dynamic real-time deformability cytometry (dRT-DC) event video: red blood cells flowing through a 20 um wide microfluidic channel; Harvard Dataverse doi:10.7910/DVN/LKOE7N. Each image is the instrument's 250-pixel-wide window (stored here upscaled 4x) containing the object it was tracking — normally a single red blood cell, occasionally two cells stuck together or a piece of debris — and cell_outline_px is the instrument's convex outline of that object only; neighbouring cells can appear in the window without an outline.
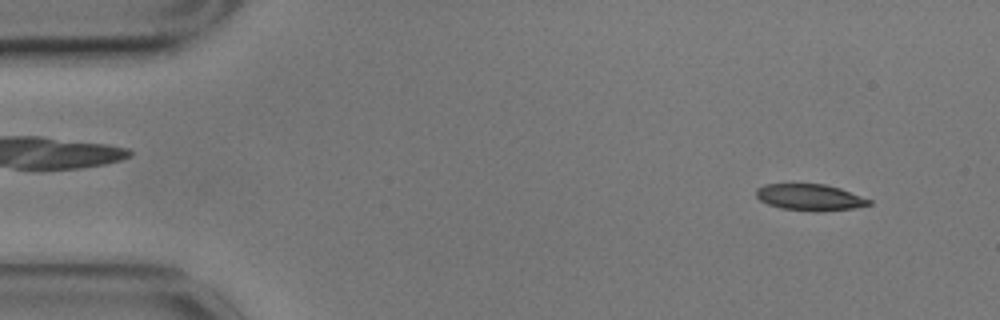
{"species": "common noctule bat (a hibernating species)", "species_latin": "Nyctalus noctula", "temperature_condition": "cold", "stored_images_in_passage": 27, "camera_frame_rate_fps": 3000, "um_per_image_px": 0.085, "animal": {"sex": "male", "body_mass_g": 17.9}, "frame": {"image": 1, "passage_image": 4, "time_ms": 1.0, "image_size_px": [1000, 320], "cell_outline_px": [[872, 204], [852, 208], [816, 212], [780, 208], [768, 204], [760, 200], [756, 196], [756, 188], [764, 184], [824, 184], [840, 188], [872, 200]], "centroid_in_image_um": [68.83, 16.77], "position_along_channel_um": 16.2, "area_um2": 17.4}}
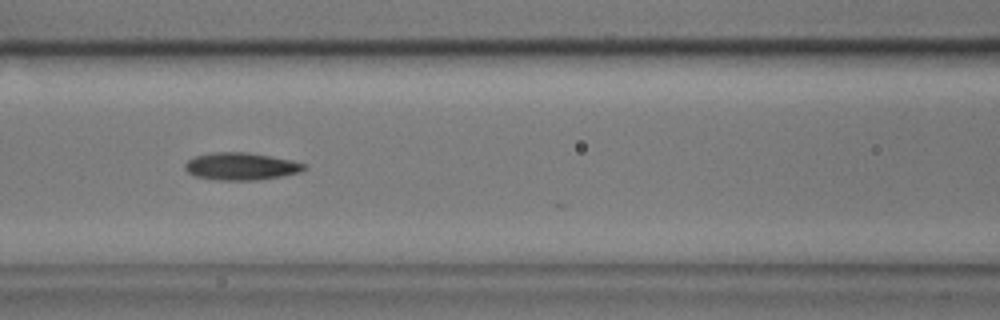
{"frame": {"image": 2, "passage_image": 23, "time_ms": 7.333, "image_size_px": [1000, 320], "cell_outline_px": [[308, 168], [300, 172], [280, 176], [256, 180], [216, 180], [196, 176], [188, 172], [184, 168], [184, 164], [188, 160], [196, 156], [212, 152], [248, 152], [292, 160], [304, 164]], "centroid_in_image_um": [20.48, 14.13], "position_along_channel_um": 146.1, "area_um2": 18.96}}
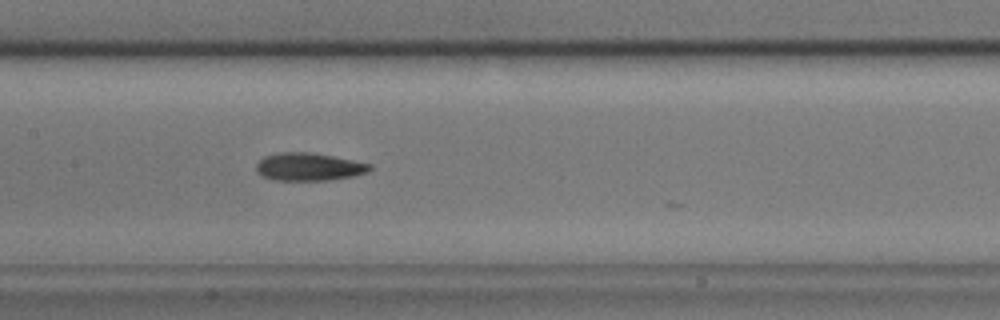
{"frame": {"image": 3, "passage_image": 26, "time_ms": 8.333, "image_size_px": [1000, 320], "cell_outline_px": [[372, 168], [368, 172], [352, 176], [328, 180], [272, 180], [256, 172], [256, 164], [264, 156], [280, 152], [312, 152], [372, 164]], "centroid_in_image_um": [26.24, 14.17], "position_along_channel_um": 181.2, "area_um2": 18.38}}